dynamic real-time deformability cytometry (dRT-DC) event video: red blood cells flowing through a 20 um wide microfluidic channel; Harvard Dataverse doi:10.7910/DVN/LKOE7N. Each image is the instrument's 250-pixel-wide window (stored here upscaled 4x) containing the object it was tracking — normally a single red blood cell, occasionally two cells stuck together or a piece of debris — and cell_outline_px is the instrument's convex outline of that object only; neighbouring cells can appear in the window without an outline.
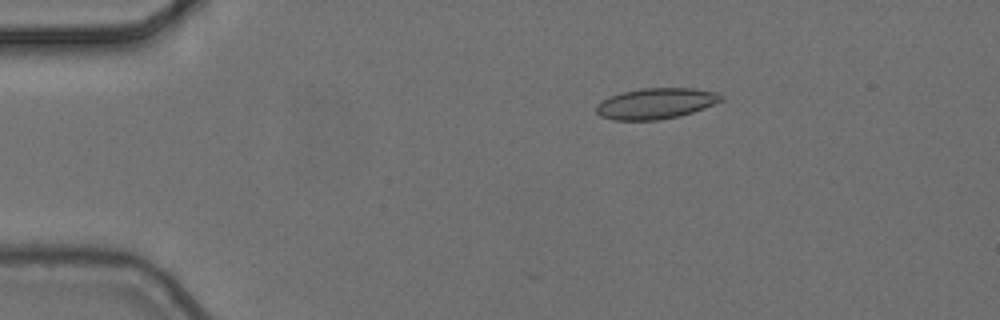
{"species": "common noctule bat (a hibernating species)", "species_latin": "Nyctalus noctula", "temperature_condition": "cold", "stored_images_in_passage": 4, "camera_frame_rate_fps": 3000, "um_per_image_px": 0.085, "animal": {"sex": "female", "body_mass_g": 24.6, "forearm_length_mm": 56.2}, "frame": {"image": 1, "passage_image": 2, "time_ms": 0.333, "image_size_px": [1000, 320], "cell_outline_px": [[724, 100], [704, 108], [680, 116], [656, 120], [612, 120], [600, 116], [596, 112], [596, 104], [608, 96], [640, 88], [692, 88], [716, 92], [724, 96]], "centroid_in_image_um": [55.74, 8.79], "position_along_channel_um": 29.3, "area_um2": 22.54}}